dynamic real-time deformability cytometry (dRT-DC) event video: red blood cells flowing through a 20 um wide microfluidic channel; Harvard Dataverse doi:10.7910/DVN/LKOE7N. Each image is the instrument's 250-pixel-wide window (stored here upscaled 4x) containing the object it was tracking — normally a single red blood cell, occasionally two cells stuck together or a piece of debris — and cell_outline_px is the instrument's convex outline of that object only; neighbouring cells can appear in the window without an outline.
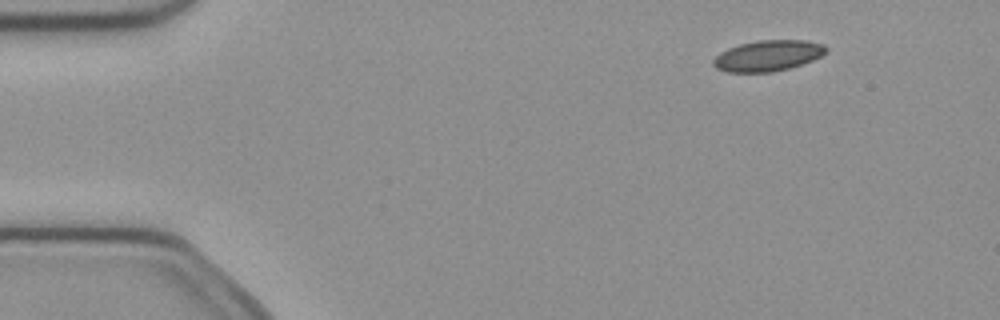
{"species": "common noctule bat (a hibernating species)", "species_latin": "Nyctalus noctula", "temperature_condition": "cold", "stored_images_in_passage": 5, "camera_frame_rate_fps": 3000, "um_per_image_px": 0.085, "animal": {"sex": "female", "body_mass_g": 21.9}, "frame": {"image": 1, "passage_image": 2, "time_ms": 0.333, "image_size_px": [1000, 320], "cell_outline_px": [[828, 52], [812, 60], [788, 68], [772, 72], [728, 72], [716, 68], [712, 64], [712, 60], [720, 52], [728, 48], [740, 44], [760, 40], [804, 40], [824, 44], [828, 48]], "centroid_in_image_um": [65.27, 4.73], "position_along_channel_um": 19.7, "area_um2": 20.23}}